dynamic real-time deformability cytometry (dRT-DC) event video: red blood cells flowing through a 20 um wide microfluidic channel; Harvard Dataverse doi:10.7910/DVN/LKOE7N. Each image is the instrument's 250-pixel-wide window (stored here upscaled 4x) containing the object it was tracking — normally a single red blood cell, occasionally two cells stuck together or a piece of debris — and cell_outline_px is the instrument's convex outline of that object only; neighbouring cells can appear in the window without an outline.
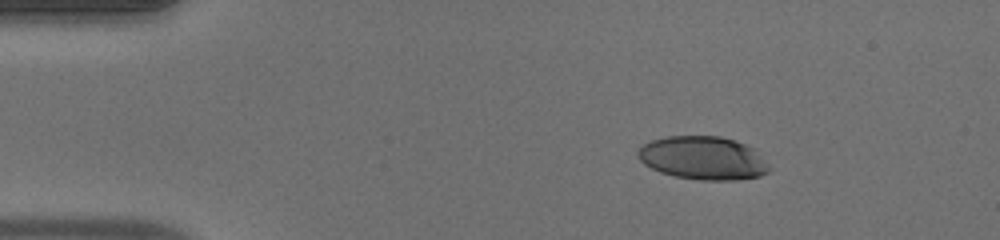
{"species": "human", "species_latin": "Homo sapiens", "temperature_condition": "warm", "stored_images_in_passage": 43, "camera_frame_rate_fps": 3000, "um_per_image_px": 0.085, "donor": {"sex": "male"}, "frame": {"image": 1, "passage_image": 1, "time_ms": 0.0, "image_size_px": [1000, 240], "cell_outline_px": [[772, 168], [768, 172], [760, 176], [736, 180], [700, 180], [676, 176], [660, 172], [644, 164], [640, 160], [636, 152], [644, 144], [652, 140], [668, 136], [720, 136], [736, 140], [756, 148]], "centroid_in_image_um": [59.81, 13.43], "position_along_channel_um": 25.2, "area_um2": 33.41}}
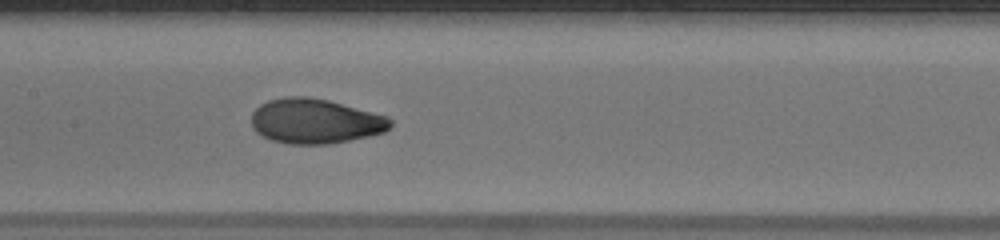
{"frame": {"image": 2, "passage_image": 18, "time_ms": 5.667, "image_size_px": [1000, 240], "cell_outline_px": [[392, 124], [384, 132], [368, 136], [328, 144], [288, 144], [272, 140], [256, 132], [252, 128], [252, 112], [260, 104], [268, 100], [284, 96], [308, 96], [328, 100], [388, 116], [392, 120]], "centroid_in_image_um": [26.77, 10.29], "position_along_channel_um": 180.6, "area_um2": 36.36}}
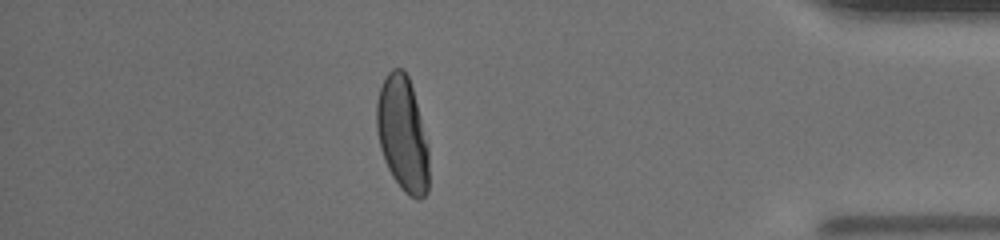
{"frame": {"image": 3, "passage_image": 37, "time_ms": 12.0, "image_size_px": [1000, 240], "cell_outline_px": [[428, 192], [420, 200], [416, 200], [408, 196], [400, 188], [392, 176], [384, 160], [380, 148], [376, 128], [376, 104], [380, 88], [388, 72], [392, 68], [404, 68], [408, 76], [412, 88], [428, 144]], "centroid_in_image_um": [34.21, 11.43], "position_along_channel_um": 401.0, "area_um2": 35.14}, "authors_computed_cell_mechanics": {"area_um2": 35.6626, "velocity_mm_per_s": 4.0904, "shape_relaxation_time_tau1_ms": 7.2004, "shape_relaxation_time_tau2_ms": null, "deformation_change_tau1": 0.269, "deformation_change_tau2": null}}